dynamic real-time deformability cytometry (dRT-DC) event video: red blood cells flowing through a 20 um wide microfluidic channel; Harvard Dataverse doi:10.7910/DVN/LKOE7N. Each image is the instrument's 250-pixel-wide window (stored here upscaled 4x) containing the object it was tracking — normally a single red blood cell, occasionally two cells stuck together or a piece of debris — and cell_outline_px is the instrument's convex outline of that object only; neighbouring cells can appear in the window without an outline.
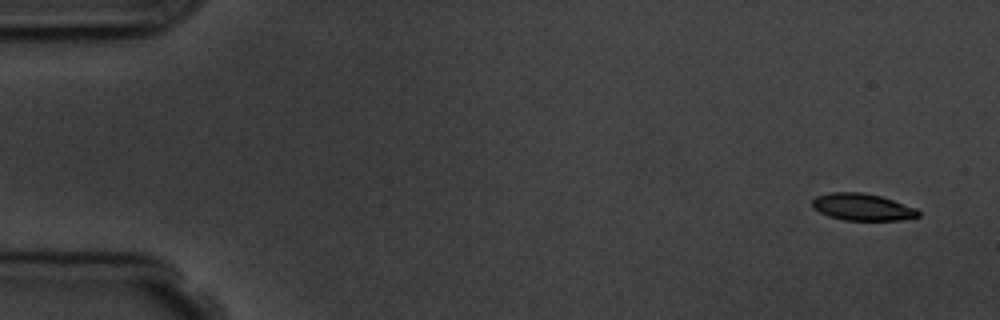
{"species": "common noctule bat (a hibernating species)", "species_latin": "Nyctalus noctula", "temperature_condition": "room temperature", "stored_images_in_passage": 5, "camera_frame_rate_fps": 3000, "um_per_image_px": 0.085, "animal": {"sex": "male", "body_mass_g": 19.5, "forearm_length_mm": 54.6}, "frame": {"image": 1, "passage_image": 1, "time_ms": 0.0, "image_size_px": [1000, 320], "cell_outline_px": [[920, 216], [900, 220], [844, 220], [828, 216], [812, 208], [812, 200], [816, 196], [832, 192], [860, 192], [880, 196], [916, 208], [920, 212]], "centroid_in_image_um": [73.28, 17.6], "position_along_channel_um": 11.7, "area_um2": 16.59}}
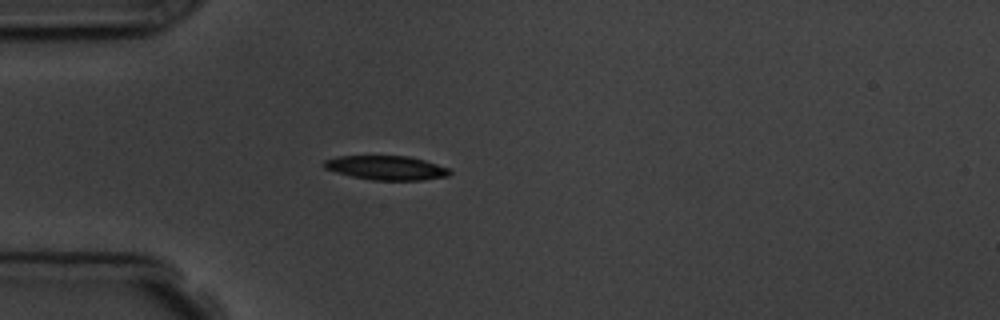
{"frame": {"image": 2, "passage_image": 4, "time_ms": 4.333, "image_size_px": [1000, 320], "cell_outline_px": [[452, 172], [448, 176], [420, 180], [372, 180], [352, 176], [336, 172], [324, 168], [324, 160], [336, 156], [408, 156], [424, 160], [448, 168]], "centroid_in_image_um": [32.82, 14.26], "position_along_channel_um": 52.2, "area_um2": 17.57}}